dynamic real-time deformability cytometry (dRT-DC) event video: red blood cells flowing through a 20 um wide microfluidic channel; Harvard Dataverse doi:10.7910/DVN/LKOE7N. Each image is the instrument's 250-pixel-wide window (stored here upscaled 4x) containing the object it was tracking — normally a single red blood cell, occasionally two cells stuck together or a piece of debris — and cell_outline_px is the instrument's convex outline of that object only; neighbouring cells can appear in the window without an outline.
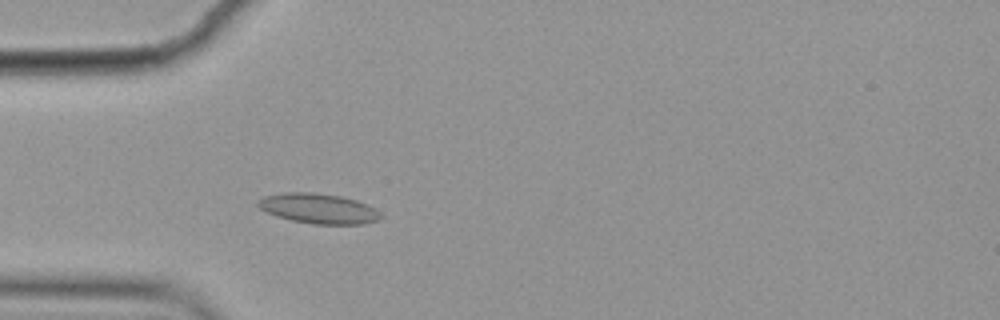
{"species": "common noctule bat (a hibernating species)", "species_latin": "Nyctalus noctula", "temperature_condition": "cold", "stored_images_in_passage": 3, "camera_frame_rate_fps": 3000, "um_per_image_px": 0.085, "animal": {"sex": "female", "body_mass_g": 19.9}, "frame": {"image": 1, "passage_image": 3, "time_ms": 0.667, "image_size_px": [1000, 320], "cell_outline_px": [[384, 216], [380, 220], [364, 224], [312, 224], [292, 220], [276, 216], [260, 208], [256, 204], [256, 200], [264, 196], [284, 192], [312, 192], [340, 196], [356, 200], [380, 212]], "centroid_in_image_um": [27.06, 17.73], "position_along_channel_um": 57.9, "area_um2": 21.5}}